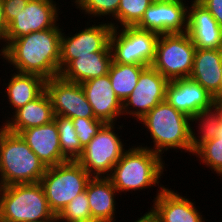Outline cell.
Here are the masks:
<instances>
[{"label": "cell", "mask_w": 222, "mask_h": 222, "mask_svg": "<svg viewBox=\"0 0 222 222\" xmlns=\"http://www.w3.org/2000/svg\"><path fill=\"white\" fill-rule=\"evenodd\" d=\"M59 26L17 37L8 44L2 60L13 65L12 72L15 68L16 72L36 74L45 80L59 76L63 28Z\"/></svg>", "instance_id": "obj_1"}, {"label": "cell", "mask_w": 222, "mask_h": 222, "mask_svg": "<svg viewBox=\"0 0 222 222\" xmlns=\"http://www.w3.org/2000/svg\"><path fill=\"white\" fill-rule=\"evenodd\" d=\"M128 147L108 177L120 197L122 192L126 195L129 191L132 193L155 186L165 188L159 181L166 171L163 156L142 145Z\"/></svg>", "instance_id": "obj_2"}, {"label": "cell", "mask_w": 222, "mask_h": 222, "mask_svg": "<svg viewBox=\"0 0 222 222\" xmlns=\"http://www.w3.org/2000/svg\"><path fill=\"white\" fill-rule=\"evenodd\" d=\"M139 122L150 133L153 146L149 148L161 156L166 151L178 149L181 152L191 150V118L181 111L176 110L166 100L157 104L151 111L144 115ZM153 147V148H152ZM177 149V150H176ZM183 149V151H182Z\"/></svg>", "instance_id": "obj_3"}, {"label": "cell", "mask_w": 222, "mask_h": 222, "mask_svg": "<svg viewBox=\"0 0 222 222\" xmlns=\"http://www.w3.org/2000/svg\"><path fill=\"white\" fill-rule=\"evenodd\" d=\"M46 167L25 140L0 128V187L12 184L38 183Z\"/></svg>", "instance_id": "obj_4"}, {"label": "cell", "mask_w": 222, "mask_h": 222, "mask_svg": "<svg viewBox=\"0 0 222 222\" xmlns=\"http://www.w3.org/2000/svg\"><path fill=\"white\" fill-rule=\"evenodd\" d=\"M45 220H57V218L50 210L39 182L0 187V222Z\"/></svg>", "instance_id": "obj_5"}, {"label": "cell", "mask_w": 222, "mask_h": 222, "mask_svg": "<svg viewBox=\"0 0 222 222\" xmlns=\"http://www.w3.org/2000/svg\"><path fill=\"white\" fill-rule=\"evenodd\" d=\"M91 176L77 161L47 167L41 184L50 210L57 216L78 194L84 192Z\"/></svg>", "instance_id": "obj_6"}, {"label": "cell", "mask_w": 222, "mask_h": 222, "mask_svg": "<svg viewBox=\"0 0 222 222\" xmlns=\"http://www.w3.org/2000/svg\"><path fill=\"white\" fill-rule=\"evenodd\" d=\"M123 125H117L118 128L115 123H105L84 148L77 162L91 177H109L122 157L126 149L116 131L122 130Z\"/></svg>", "instance_id": "obj_7"}, {"label": "cell", "mask_w": 222, "mask_h": 222, "mask_svg": "<svg viewBox=\"0 0 222 222\" xmlns=\"http://www.w3.org/2000/svg\"><path fill=\"white\" fill-rule=\"evenodd\" d=\"M196 47L187 32L159 36L151 66L168 81L189 78Z\"/></svg>", "instance_id": "obj_8"}, {"label": "cell", "mask_w": 222, "mask_h": 222, "mask_svg": "<svg viewBox=\"0 0 222 222\" xmlns=\"http://www.w3.org/2000/svg\"><path fill=\"white\" fill-rule=\"evenodd\" d=\"M159 36L137 27L113 28L109 41L112 62L151 66Z\"/></svg>", "instance_id": "obj_9"}, {"label": "cell", "mask_w": 222, "mask_h": 222, "mask_svg": "<svg viewBox=\"0 0 222 222\" xmlns=\"http://www.w3.org/2000/svg\"><path fill=\"white\" fill-rule=\"evenodd\" d=\"M168 80L152 66L140 74L132 93L122 103L123 116L139 121L157 104L165 101ZM130 115V116H129Z\"/></svg>", "instance_id": "obj_10"}, {"label": "cell", "mask_w": 222, "mask_h": 222, "mask_svg": "<svg viewBox=\"0 0 222 222\" xmlns=\"http://www.w3.org/2000/svg\"><path fill=\"white\" fill-rule=\"evenodd\" d=\"M87 21V27L82 28L75 34H65L62 28L60 46V72L74 59L79 56L92 55V52L102 51L110 41L113 27L106 21ZM97 23V25H96ZM71 36V37H70Z\"/></svg>", "instance_id": "obj_11"}, {"label": "cell", "mask_w": 222, "mask_h": 222, "mask_svg": "<svg viewBox=\"0 0 222 222\" xmlns=\"http://www.w3.org/2000/svg\"><path fill=\"white\" fill-rule=\"evenodd\" d=\"M45 90L51 99L54 115L71 119L95 118L81 84L57 76L46 80Z\"/></svg>", "instance_id": "obj_12"}, {"label": "cell", "mask_w": 222, "mask_h": 222, "mask_svg": "<svg viewBox=\"0 0 222 222\" xmlns=\"http://www.w3.org/2000/svg\"><path fill=\"white\" fill-rule=\"evenodd\" d=\"M59 10V3L54 0H29L8 24V44L17 37L55 27L60 19Z\"/></svg>", "instance_id": "obj_13"}, {"label": "cell", "mask_w": 222, "mask_h": 222, "mask_svg": "<svg viewBox=\"0 0 222 222\" xmlns=\"http://www.w3.org/2000/svg\"><path fill=\"white\" fill-rule=\"evenodd\" d=\"M187 18L188 3L186 4V1H153L135 27L159 35L185 33Z\"/></svg>", "instance_id": "obj_14"}, {"label": "cell", "mask_w": 222, "mask_h": 222, "mask_svg": "<svg viewBox=\"0 0 222 222\" xmlns=\"http://www.w3.org/2000/svg\"><path fill=\"white\" fill-rule=\"evenodd\" d=\"M146 212L153 222H205L196 202L169 187L159 188Z\"/></svg>", "instance_id": "obj_15"}, {"label": "cell", "mask_w": 222, "mask_h": 222, "mask_svg": "<svg viewBox=\"0 0 222 222\" xmlns=\"http://www.w3.org/2000/svg\"><path fill=\"white\" fill-rule=\"evenodd\" d=\"M165 100L190 118L214 105L213 96L190 78L169 81Z\"/></svg>", "instance_id": "obj_16"}, {"label": "cell", "mask_w": 222, "mask_h": 222, "mask_svg": "<svg viewBox=\"0 0 222 222\" xmlns=\"http://www.w3.org/2000/svg\"><path fill=\"white\" fill-rule=\"evenodd\" d=\"M96 119L104 123H115L122 118V102L112 89L109 75L97 77L81 83Z\"/></svg>", "instance_id": "obj_17"}, {"label": "cell", "mask_w": 222, "mask_h": 222, "mask_svg": "<svg viewBox=\"0 0 222 222\" xmlns=\"http://www.w3.org/2000/svg\"><path fill=\"white\" fill-rule=\"evenodd\" d=\"M188 6L187 33L197 49H222V27L198 0Z\"/></svg>", "instance_id": "obj_18"}, {"label": "cell", "mask_w": 222, "mask_h": 222, "mask_svg": "<svg viewBox=\"0 0 222 222\" xmlns=\"http://www.w3.org/2000/svg\"><path fill=\"white\" fill-rule=\"evenodd\" d=\"M20 136L46 168L67 162L61 153L58 127L55 120L42 126L23 130Z\"/></svg>", "instance_id": "obj_19"}, {"label": "cell", "mask_w": 222, "mask_h": 222, "mask_svg": "<svg viewBox=\"0 0 222 222\" xmlns=\"http://www.w3.org/2000/svg\"><path fill=\"white\" fill-rule=\"evenodd\" d=\"M8 116L12 117H8L2 126L10 132L20 134L28 128L42 126L53 121L55 115L51 99L44 90L36 99Z\"/></svg>", "instance_id": "obj_20"}, {"label": "cell", "mask_w": 222, "mask_h": 222, "mask_svg": "<svg viewBox=\"0 0 222 222\" xmlns=\"http://www.w3.org/2000/svg\"><path fill=\"white\" fill-rule=\"evenodd\" d=\"M93 221L115 222L118 191L108 177H92L86 187ZM116 214V215H115Z\"/></svg>", "instance_id": "obj_21"}, {"label": "cell", "mask_w": 222, "mask_h": 222, "mask_svg": "<svg viewBox=\"0 0 222 222\" xmlns=\"http://www.w3.org/2000/svg\"><path fill=\"white\" fill-rule=\"evenodd\" d=\"M112 54L108 44L102 51L92 52V55L79 56L72 60L59 74L69 82L83 83L108 74Z\"/></svg>", "instance_id": "obj_22"}, {"label": "cell", "mask_w": 222, "mask_h": 222, "mask_svg": "<svg viewBox=\"0 0 222 222\" xmlns=\"http://www.w3.org/2000/svg\"><path fill=\"white\" fill-rule=\"evenodd\" d=\"M222 72V49H197L190 79L199 83L214 98L219 100Z\"/></svg>", "instance_id": "obj_23"}, {"label": "cell", "mask_w": 222, "mask_h": 222, "mask_svg": "<svg viewBox=\"0 0 222 222\" xmlns=\"http://www.w3.org/2000/svg\"><path fill=\"white\" fill-rule=\"evenodd\" d=\"M5 83L9 107L12 114L28 102L36 99L44 90L46 80L36 74L14 72ZM12 106V107H11Z\"/></svg>", "instance_id": "obj_24"}, {"label": "cell", "mask_w": 222, "mask_h": 222, "mask_svg": "<svg viewBox=\"0 0 222 222\" xmlns=\"http://www.w3.org/2000/svg\"><path fill=\"white\" fill-rule=\"evenodd\" d=\"M145 68L146 66L144 65L111 62L108 75L112 89L122 103L132 93L138 83L141 72Z\"/></svg>", "instance_id": "obj_25"}, {"label": "cell", "mask_w": 222, "mask_h": 222, "mask_svg": "<svg viewBox=\"0 0 222 222\" xmlns=\"http://www.w3.org/2000/svg\"><path fill=\"white\" fill-rule=\"evenodd\" d=\"M193 123L198 124V133L193 129ZM221 123L220 112L215 105L194 115L191 118V150L194 152L205 141L214 139Z\"/></svg>", "instance_id": "obj_26"}, {"label": "cell", "mask_w": 222, "mask_h": 222, "mask_svg": "<svg viewBox=\"0 0 222 222\" xmlns=\"http://www.w3.org/2000/svg\"><path fill=\"white\" fill-rule=\"evenodd\" d=\"M54 120L58 127L62 156L67 161H77L84 148L81 146L72 119L55 115Z\"/></svg>", "instance_id": "obj_27"}, {"label": "cell", "mask_w": 222, "mask_h": 222, "mask_svg": "<svg viewBox=\"0 0 222 222\" xmlns=\"http://www.w3.org/2000/svg\"><path fill=\"white\" fill-rule=\"evenodd\" d=\"M193 155L211 171L222 177V123L217 130L216 137L202 143Z\"/></svg>", "instance_id": "obj_28"}, {"label": "cell", "mask_w": 222, "mask_h": 222, "mask_svg": "<svg viewBox=\"0 0 222 222\" xmlns=\"http://www.w3.org/2000/svg\"><path fill=\"white\" fill-rule=\"evenodd\" d=\"M71 2H74L76 9L79 8L80 12L82 10V12L85 15H88V17L90 16L91 19L92 17H100L99 19L103 18V20L104 17L112 19L111 21H108V23L113 28H116L117 11L120 0H73Z\"/></svg>", "instance_id": "obj_29"}, {"label": "cell", "mask_w": 222, "mask_h": 222, "mask_svg": "<svg viewBox=\"0 0 222 222\" xmlns=\"http://www.w3.org/2000/svg\"><path fill=\"white\" fill-rule=\"evenodd\" d=\"M152 3L153 0H120L116 28L135 27Z\"/></svg>", "instance_id": "obj_30"}, {"label": "cell", "mask_w": 222, "mask_h": 222, "mask_svg": "<svg viewBox=\"0 0 222 222\" xmlns=\"http://www.w3.org/2000/svg\"><path fill=\"white\" fill-rule=\"evenodd\" d=\"M58 222L93 221L86 190L75 196L56 216Z\"/></svg>", "instance_id": "obj_31"}, {"label": "cell", "mask_w": 222, "mask_h": 222, "mask_svg": "<svg viewBox=\"0 0 222 222\" xmlns=\"http://www.w3.org/2000/svg\"><path fill=\"white\" fill-rule=\"evenodd\" d=\"M73 125L80 140L81 146L85 148L94 138L100 128L105 124L96 118H73Z\"/></svg>", "instance_id": "obj_32"}, {"label": "cell", "mask_w": 222, "mask_h": 222, "mask_svg": "<svg viewBox=\"0 0 222 222\" xmlns=\"http://www.w3.org/2000/svg\"><path fill=\"white\" fill-rule=\"evenodd\" d=\"M4 8L5 21L9 24L24 9L29 0H1Z\"/></svg>", "instance_id": "obj_33"}, {"label": "cell", "mask_w": 222, "mask_h": 222, "mask_svg": "<svg viewBox=\"0 0 222 222\" xmlns=\"http://www.w3.org/2000/svg\"><path fill=\"white\" fill-rule=\"evenodd\" d=\"M222 27V0H198Z\"/></svg>", "instance_id": "obj_34"}, {"label": "cell", "mask_w": 222, "mask_h": 222, "mask_svg": "<svg viewBox=\"0 0 222 222\" xmlns=\"http://www.w3.org/2000/svg\"><path fill=\"white\" fill-rule=\"evenodd\" d=\"M7 29L8 24L5 21L3 3L0 0V44L2 46L0 49V56L4 53L8 46Z\"/></svg>", "instance_id": "obj_35"}, {"label": "cell", "mask_w": 222, "mask_h": 222, "mask_svg": "<svg viewBox=\"0 0 222 222\" xmlns=\"http://www.w3.org/2000/svg\"><path fill=\"white\" fill-rule=\"evenodd\" d=\"M134 222H153L151 217L145 212L143 216H140Z\"/></svg>", "instance_id": "obj_36"}, {"label": "cell", "mask_w": 222, "mask_h": 222, "mask_svg": "<svg viewBox=\"0 0 222 222\" xmlns=\"http://www.w3.org/2000/svg\"><path fill=\"white\" fill-rule=\"evenodd\" d=\"M214 105L217 107V109L220 112V116H221V122H222V99L220 100H214Z\"/></svg>", "instance_id": "obj_37"}, {"label": "cell", "mask_w": 222, "mask_h": 222, "mask_svg": "<svg viewBox=\"0 0 222 222\" xmlns=\"http://www.w3.org/2000/svg\"><path fill=\"white\" fill-rule=\"evenodd\" d=\"M222 99V72H221V82L219 87V100Z\"/></svg>", "instance_id": "obj_38"}, {"label": "cell", "mask_w": 222, "mask_h": 222, "mask_svg": "<svg viewBox=\"0 0 222 222\" xmlns=\"http://www.w3.org/2000/svg\"><path fill=\"white\" fill-rule=\"evenodd\" d=\"M153 1L176 2V1H186V0H153Z\"/></svg>", "instance_id": "obj_39"}, {"label": "cell", "mask_w": 222, "mask_h": 222, "mask_svg": "<svg viewBox=\"0 0 222 222\" xmlns=\"http://www.w3.org/2000/svg\"><path fill=\"white\" fill-rule=\"evenodd\" d=\"M39 222H58V220H45V221H39Z\"/></svg>", "instance_id": "obj_40"}]
</instances>
